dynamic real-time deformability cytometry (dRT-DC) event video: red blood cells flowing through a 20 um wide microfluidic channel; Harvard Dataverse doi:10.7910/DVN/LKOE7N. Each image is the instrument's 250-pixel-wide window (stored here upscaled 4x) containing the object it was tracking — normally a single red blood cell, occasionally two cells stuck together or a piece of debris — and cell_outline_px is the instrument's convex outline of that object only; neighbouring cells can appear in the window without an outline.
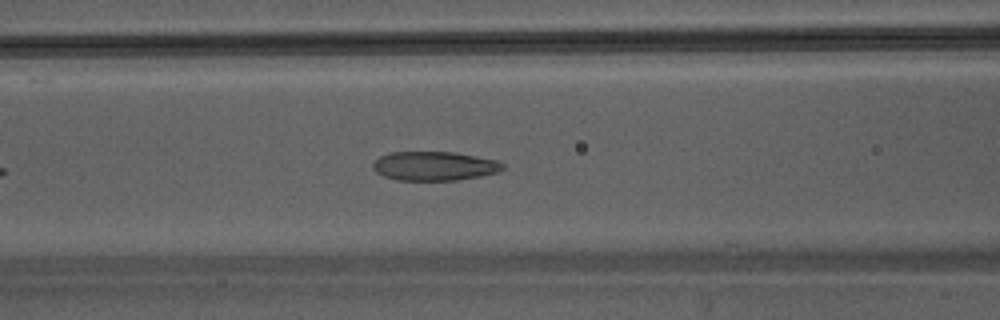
{"species": "Egyptian fruit bat (a non-hibernating species)", "species_latin": "Rousettus aegyptiacus", "temperature_condition": "warm", "stored_images_in_passage": 12, "camera_frame_rate_fps": 3000, "um_per_image_px": 0.085, "animal": {"sex": "male"}, "frame": {"image": 1, "passage_image": 9, "time_ms": 2.667, "image_size_px": [1000, 320], "cell_outline_px": [[504, 168], [496, 172], [480, 176], [456, 180], [396, 180], [384, 176], [376, 172], [372, 168], [372, 164], [380, 156], [388, 152], [456, 152], [496, 160], [504, 164]], "centroid_in_image_um": [36.89, 14.1], "position_along_channel_um": 129.7, "area_um2": 21.96}}